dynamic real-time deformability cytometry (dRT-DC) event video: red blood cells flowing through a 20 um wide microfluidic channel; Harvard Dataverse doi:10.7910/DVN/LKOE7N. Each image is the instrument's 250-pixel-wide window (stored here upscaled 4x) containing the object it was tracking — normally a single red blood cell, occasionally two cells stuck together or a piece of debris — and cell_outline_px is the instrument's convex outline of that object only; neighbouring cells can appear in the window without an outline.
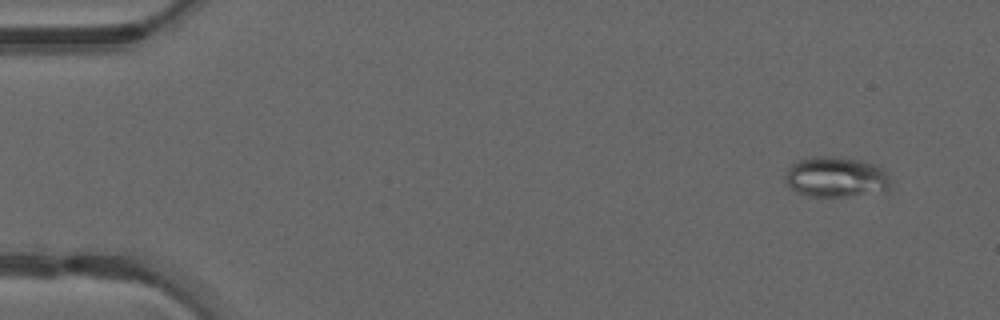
{"species": "common noctule bat (a hibernating species)", "species_latin": "Nyctalus noctula", "temperature_condition": "warm", "stored_images_in_passage": 33, "camera_frame_rate_fps": 3000, "um_per_image_px": 0.085, "animal": {"sex": "male", "forearm_length_mm": 52.5}, "frame": {"image": 1, "passage_image": 4, "time_ms": 1.0, "image_size_px": [1000, 320], "cell_outline_px": [[888, 192], [884, 196], [808, 196], [796, 192], [788, 184], [784, 176], [788, 168], [796, 160], [816, 156], [832, 156], [860, 160], [876, 164], [884, 168], [888, 172]], "centroid_in_image_um": [71.15, 15.07], "position_along_channel_um": 13.9, "area_um2": 25.61}}
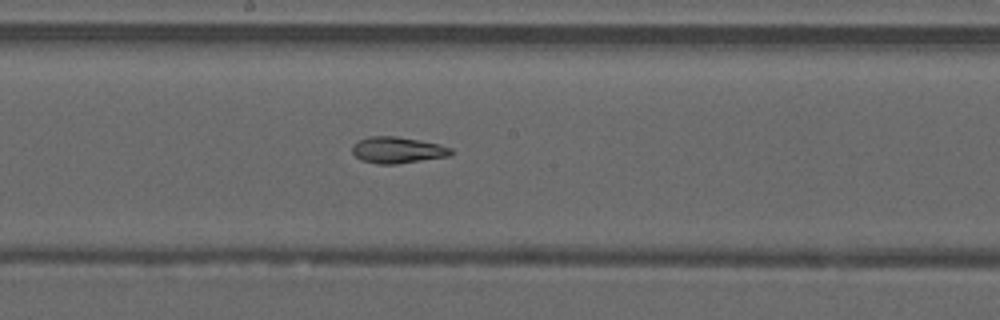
{"frame": {"image": 2, "passage_image": 27, "time_ms": 8.667, "image_size_px": [1000, 320], "cell_outline_px": [[452, 156], [396, 164], [376, 164], [360, 160], [352, 152], [352, 144], [368, 136], [396, 136], [436, 144], [452, 148]], "centroid_in_image_um": [33.76, 12.77], "position_along_channel_um": 214.4, "area_um2": 15.14}}
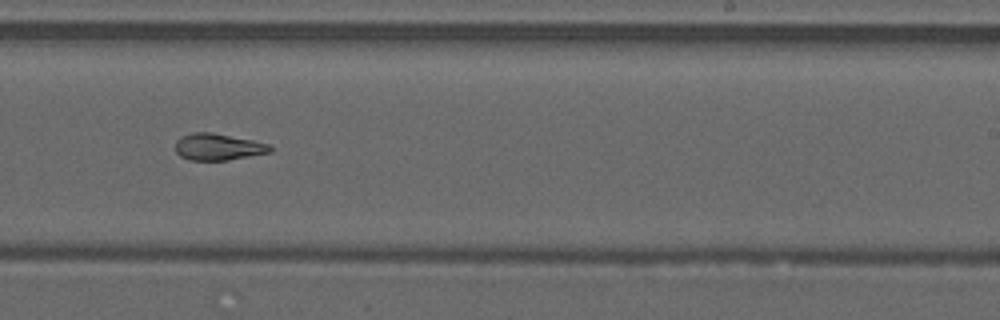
{"frame": {"image": 3, "passage_image": 31, "time_ms": 10.0, "image_size_px": [1000, 320], "cell_outline_px": [[272, 152], [228, 160], [188, 160], [180, 156], [176, 152], [176, 140], [180, 136], [192, 132], [212, 132], [272, 144]], "centroid_in_image_um": [18.54, 12.48], "position_along_channel_um": 270.5, "area_um2": 14.91}}